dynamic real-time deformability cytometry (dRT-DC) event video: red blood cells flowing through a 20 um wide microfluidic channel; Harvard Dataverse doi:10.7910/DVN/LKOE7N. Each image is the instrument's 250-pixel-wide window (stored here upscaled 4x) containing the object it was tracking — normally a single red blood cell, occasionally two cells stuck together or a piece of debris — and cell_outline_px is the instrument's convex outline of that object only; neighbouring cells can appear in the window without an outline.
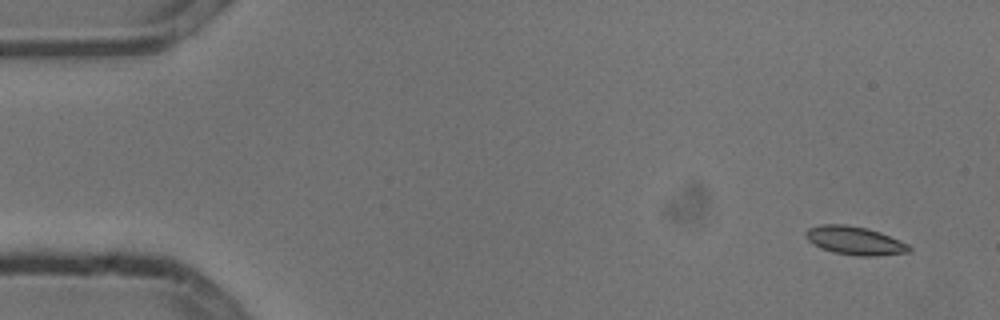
{"species": "common noctule bat (a hibernating species)", "species_latin": "Nyctalus noctula", "temperature_condition": "cold", "stored_images_in_passage": 4, "camera_frame_rate_fps": 3000, "um_per_image_px": 0.085, "animal": {"sex": "male", "body_mass_g": 13.3}, "frame": {"image": 1, "passage_image": 1, "time_ms": 0.0, "image_size_px": [1000, 320], "cell_outline_px": [[912, 248], [908, 252], [876, 256], [860, 256], [832, 252], [820, 248], [808, 240], [804, 236], [804, 232], [808, 228], [820, 224], [844, 224], [868, 228], [880, 232], [900, 240], [908, 244]], "centroid_in_image_um": [72.63, 20.44], "position_along_channel_um": 12.4, "area_um2": 17.22}}